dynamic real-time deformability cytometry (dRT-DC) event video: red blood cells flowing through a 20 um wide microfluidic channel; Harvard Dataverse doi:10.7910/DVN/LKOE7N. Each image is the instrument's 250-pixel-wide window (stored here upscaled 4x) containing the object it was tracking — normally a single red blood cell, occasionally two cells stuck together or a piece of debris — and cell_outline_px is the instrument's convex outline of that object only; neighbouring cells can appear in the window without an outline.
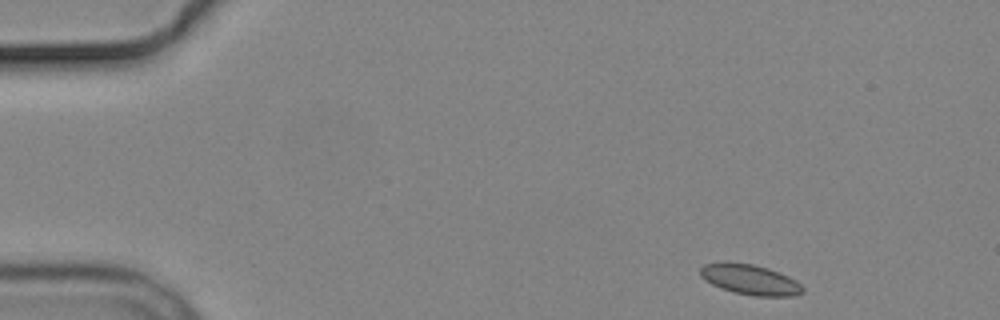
{"species": "common noctule bat (a hibernating species)", "species_latin": "Nyctalus noctula", "temperature_condition": "cold", "stored_images_in_passage": 4, "camera_frame_rate_fps": 3000, "um_per_image_px": 0.085, "animal": {"sex": "male", "body_mass_g": 19.2, "forearm_length_mm": 51.8}, "frame": {"image": 1, "passage_image": 1, "time_ms": 0.0, "image_size_px": [1000, 320], "cell_outline_px": [[804, 292], [792, 296], [756, 296], [732, 292], [720, 288], [704, 280], [700, 276], [700, 268], [704, 264], [752, 264], [768, 268], [788, 276], [796, 280], [804, 288]], "centroid_in_image_um": [63.79, 23.8], "position_along_channel_um": 21.2, "area_um2": 17.69}}